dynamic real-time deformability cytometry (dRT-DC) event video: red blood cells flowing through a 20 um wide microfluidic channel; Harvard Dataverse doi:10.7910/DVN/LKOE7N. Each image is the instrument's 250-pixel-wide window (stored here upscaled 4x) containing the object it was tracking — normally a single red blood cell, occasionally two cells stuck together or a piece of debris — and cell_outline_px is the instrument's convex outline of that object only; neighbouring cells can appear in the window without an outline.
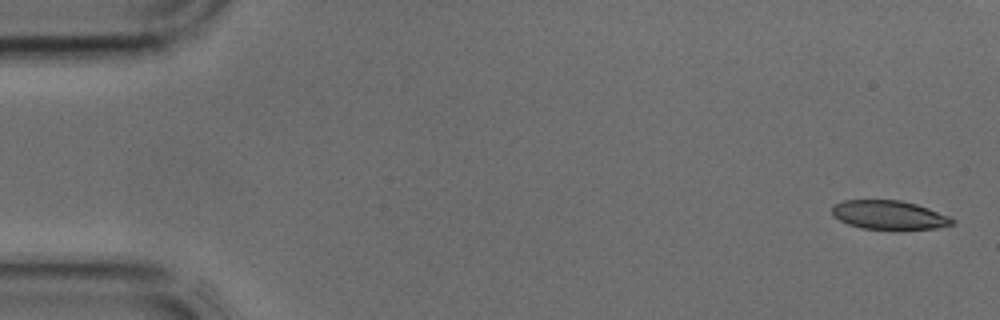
{"species": "common noctule bat (a hibernating species)", "species_latin": "Nyctalus noctula", "temperature_condition": "cold", "stored_images_in_passage": 43, "camera_frame_rate_fps": 3000, "um_per_image_px": 0.085, "animal": {"sex": "male", "body_mass_g": 17.9, "forearm_length_mm": 54.2}, "frame": {"image": 1, "passage_image": 1, "time_ms": 0.0, "image_size_px": [1000, 320], "cell_outline_px": [[956, 224], [936, 228], [860, 228], [848, 224], [832, 216], [832, 204], [844, 200], [900, 200], [916, 204], [928, 208], [948, 216], [956, 220]], "centroid_in_image_um": [75.54, 18.25], "position_along_channel_um": 9.5, "area_um2": 20.0}}
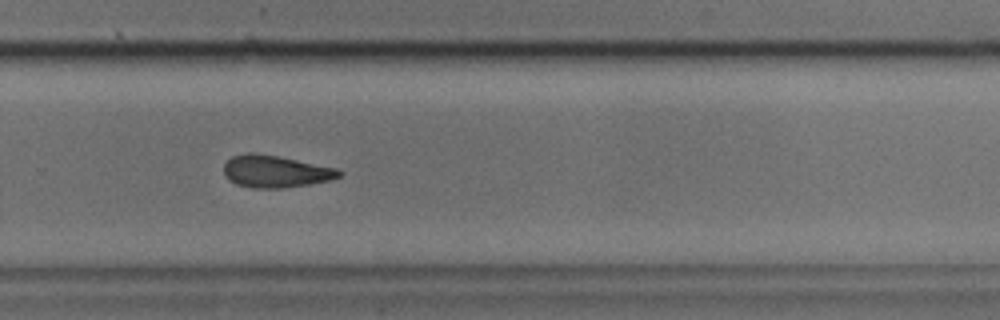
{"frame": {"image": 2, "passage_image": 28, "time_ms": 9.0, "image_size_px": [1000, 320], "cell_outline_px": [[344, 172], [340, 176], [332, 180], [284, 188], [252, 188], [236, 184], [228, 180], [224, 172], [224, 164], [232, 156], [248, 152], [256, 152], [280, 156], [336, 168]], "centroid_in_image_um": [23.41, 14.56], "position_along_channel_um": 306.4, "area_um2": 21.79}}
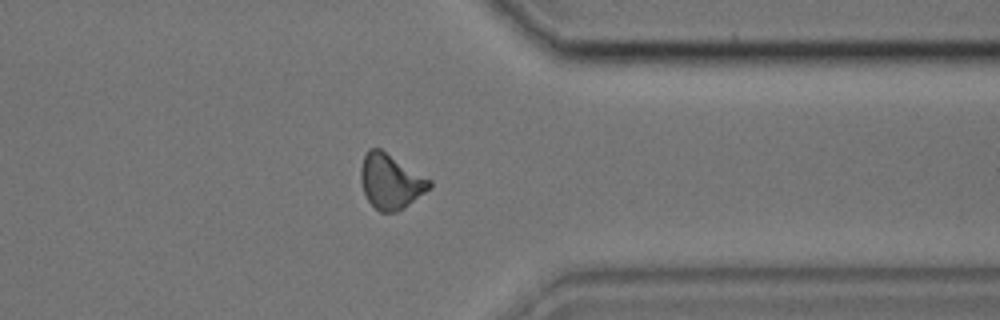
{"frame": {"image": 3, "passage_image": 33, "time_ms": 10.667, "image_size_px": [1000, 320], "cell_outline_px": [[432, 184], [424, 192], [404, 208], [396, 212], [380, 212], [368, 200], [364, 192], [360, 180], [360, 168], [364, 156], [368, 148], [380, 148], [432, 180]], "centroid_in_image_um": [33.18, 15.41], "position_along_channel_um": 378.2, "area_um2": 21.79}}